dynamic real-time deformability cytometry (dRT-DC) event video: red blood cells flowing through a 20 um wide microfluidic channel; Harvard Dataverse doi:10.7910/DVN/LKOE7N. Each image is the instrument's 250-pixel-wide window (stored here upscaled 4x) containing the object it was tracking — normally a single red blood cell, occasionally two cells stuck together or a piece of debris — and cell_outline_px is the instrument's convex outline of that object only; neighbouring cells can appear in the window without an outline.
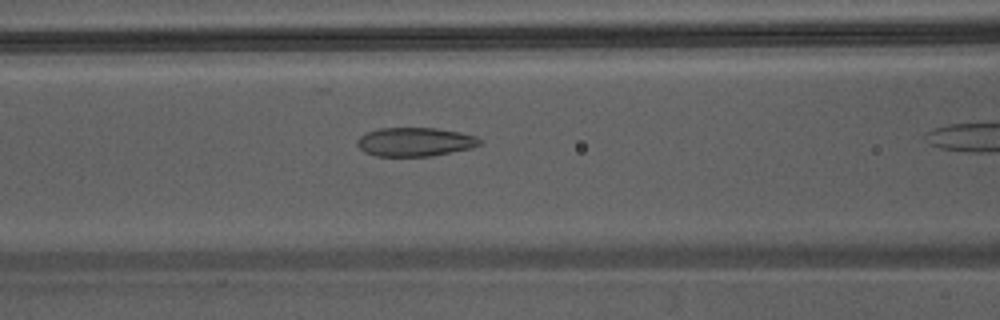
{"species": "Egyptian fruit bat (a non-hibernating species)", "species_latin": "Rousettus aegyptiacus", "temperature_condition": "warm", "stored_images_in_passage": 21, "camera_frame_rate_fps": 3000, "um_per_image_px": 0.085, "animal": {"sex": "male"}, "frame": {"image": 1, "passage_image": 4, "time_ms": 1.0, "image_size_px": [1000, 320], "cell_outline_px": [[480, 144], [472, 148], [432, 156], [376, 156], [364, 152], [356, 144], [356, 140], [364, 132], [380, 128], [436, 128], [460, 132], [476, 136], [480, 140]], "centroid_in_image_um": [35.24, 12.06], "position_along_channel_um": 131.4, "area_um2": 20.69}}
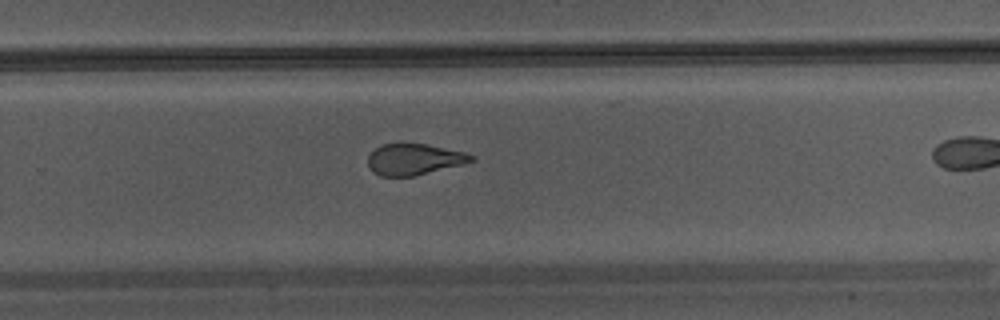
{"frame": {"image": 2, "passage_image": 15, "time_ms": 4.667, "image_size_px": [1000, 320], "cell_outline_px": [[476, 160], [412, 176], [380, 176], [372, 172], [368, 168], [368, 156], [380, 144], [424, 144], [464, 152], [476, 156]], "centroid_in_image_um": [35.15, 13.54], "position_along_channel_um": 294.6, "area_um2": 18.44}}